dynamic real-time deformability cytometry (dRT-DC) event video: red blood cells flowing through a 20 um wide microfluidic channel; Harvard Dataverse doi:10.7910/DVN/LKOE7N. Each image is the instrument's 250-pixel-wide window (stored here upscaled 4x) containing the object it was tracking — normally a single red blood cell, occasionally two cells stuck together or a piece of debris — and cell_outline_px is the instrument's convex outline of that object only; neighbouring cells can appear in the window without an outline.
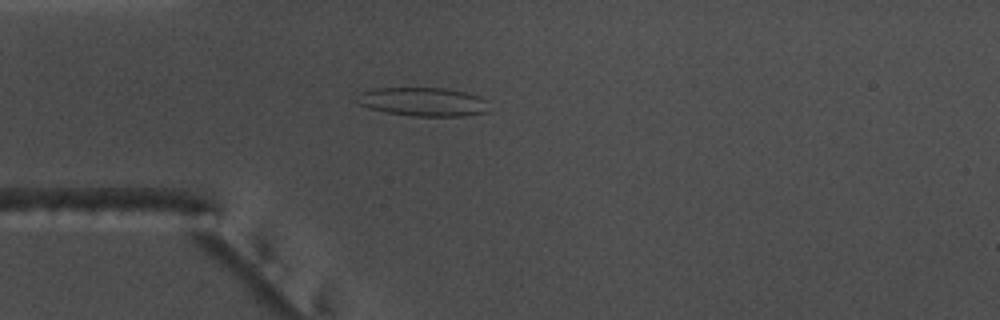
{"species": "common noctule bat (a hibernating species)", "species_latin": "Nyctalus noctula", "temperature_condition": "warm", "stored_images_in_passage": 43, "camera_frame_rate_fps": 3000, "um_per_image_px": 0.085, "animal": {"sex": "male", "body_mass_g": 17.5, "forearm_length_mm": 52.3}, "frame": {"image": 1, "passage_image": 4, "time_ms": 1.0, "image_size_px": [1000, 320], "cell_outline_px": [[488, 112], [464, 116], [412, 116], [388, 112], [368, 108], [352, 100], [364, 92], [376, 88], [444, 88], [464, 92], [480, 96], [488, 100]], "centroid_in_image_um": [36.0, 8.66], "position_along_channel_um": 49.0, "area_um2": 22.14}}
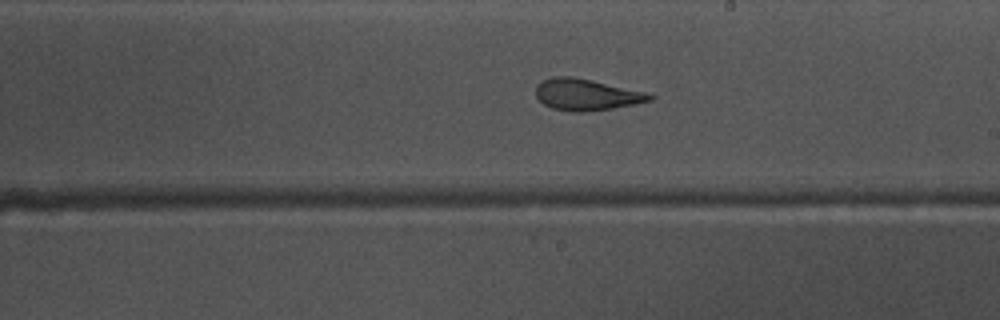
{"frame": {"image": 2, "passage_image": 20, "time_ms": 6.333, "image_size_px": [1000, 320], "cell_outline_px": [[656, 96], [652, 100], [612, 108], [588, 112], [572, 112], [552, 108], [544, 104], [536, 96], [536, 84], [540, 80], [552, 76], [572, 76], [592, 80], [644, 92]], "centroid_in_image_um": [49.78, 8.03], "position_along_channel_um": 239.2, "area_um2": 20.87}}
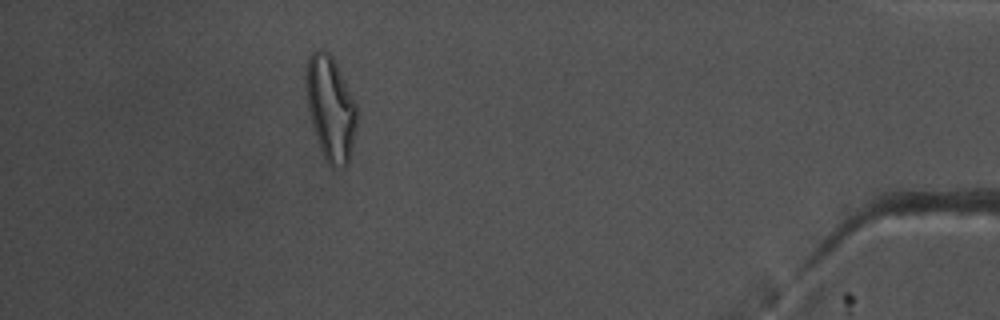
{"frame": {"image": 3, "passage_image": 38, "time_ms": 12.333, "image_size_px": [1000, 320], "cell_outline_px": [[356, 128], [348, 164], [344, 168], [332, 168], [328, 164], [320, 148], [312, 124], [308, 108], [308, 60], [312, 52], [316, 48], [320, 48], [328, 52], [332, 56], [356, 104]], "centroid_in_image_um": [28.13, 9.26], "position_along_channel_um": 407.1, "area_um2": 30.06}, "authors_computed_cell_mechanics": {"area_um2": 21.8484, "velocity_mm_per_s": 3.7561, "shape_relaxation_time_tau1_ms": null, "shape_relaxation_time_tau2_ms": 2.1371, "deformation_change_tau1": null, "deformation_change_tau2": 0.1066}}